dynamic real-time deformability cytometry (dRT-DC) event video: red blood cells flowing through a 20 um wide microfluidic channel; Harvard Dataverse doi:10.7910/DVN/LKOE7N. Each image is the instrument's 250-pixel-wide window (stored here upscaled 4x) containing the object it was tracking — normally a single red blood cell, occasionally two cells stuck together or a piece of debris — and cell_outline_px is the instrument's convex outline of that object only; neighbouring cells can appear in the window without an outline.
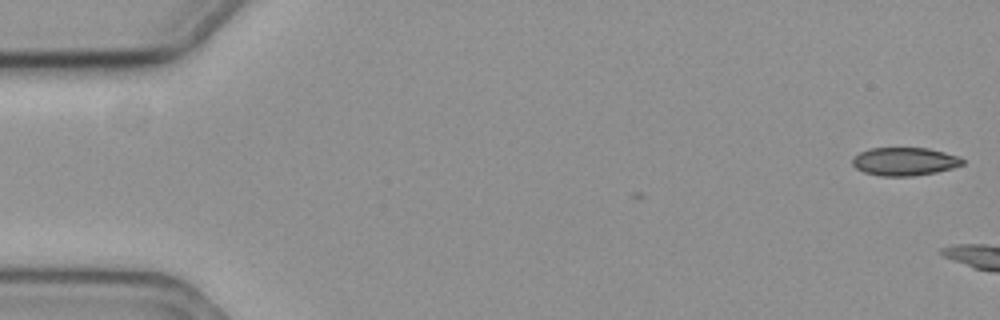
{"species": "common noctule bat (a hibernating species)", "species_latin": "Nyctalus noctula", "temperature_condition": "cold", "stored_images_in_passage": 7, "camera_frame_rate_fps": 3000, "um_per_image_px": 0.085, "animal": {"sex": "female", "body_mass_g": 19.3, "forearm_length_mm": 54.1}, "frame": {"image": 1, "passage_image": 1, "time_ms": 0.0, "image_size_px": [1000, 320], "cell_outline_px": [[964, 164], [952, 168], [936, 172], [912, 176], [880, 176], [864, 172], [856, 168], [852, 164], [852, 160], [860, 152], [868, 148], [928, 148], [960, 156], [964, 160]], "centroid_in_image_um": [76.9, 13.72], "position_along_channel_um": 8.1, "area_um2": 18.09}}